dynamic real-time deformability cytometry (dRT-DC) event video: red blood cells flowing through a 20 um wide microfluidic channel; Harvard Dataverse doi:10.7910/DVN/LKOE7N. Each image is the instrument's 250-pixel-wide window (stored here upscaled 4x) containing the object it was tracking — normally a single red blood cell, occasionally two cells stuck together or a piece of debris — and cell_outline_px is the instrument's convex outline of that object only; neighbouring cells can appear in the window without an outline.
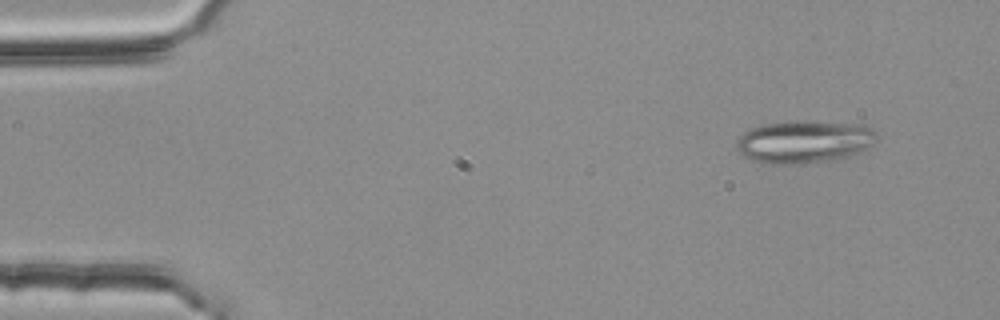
{"species": "common noctule bat (a hibernating species)", "species_latin": "Nyctalus noctula", "temperature_condition": "room temperature", "stored_images_in_passage": 51, "camera_frame_rate_fps": 3000, "um_per_image_px": 0.085, "animal": {"sex": "female", "body_mass_g": 25.1}, "frame": {"image": 1, "passage_image": 2, "time_ms": 0.333, "image_size_px": [1000, 320], "cell_outline_px": [[876, 140], [868, 148], [848, 156], [832, 160], [784, 164], [772, 164], [756, 160], [744, 156], [736, 148], [736, 140], [744, 132], [752, 128], [764, 124], [868, 124], [876, 132]], "centroid_in_image_um": [68.37, 12.09], "position_along_channel_um": 16.6, "area_um2": 33.29}}
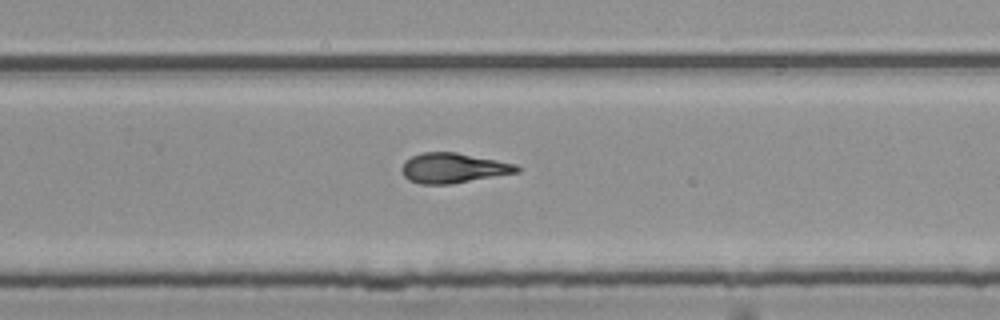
{"frame": {"image": 2, "passage_image": 32, "time_ms": 10.333, "image_size_px": [1000, 320], "cell_outline_px": [[520, 172], [452, 184], [420, 184], [408, 180], [400, 172], [400, 168], [412, 156], [420, 152], [456, 152], [516, 164], [520, 168]], "centroid_in_image_um": [38.51, 14.29], "position_along_channel_um": 291.3, "area_um2": 20.17}}
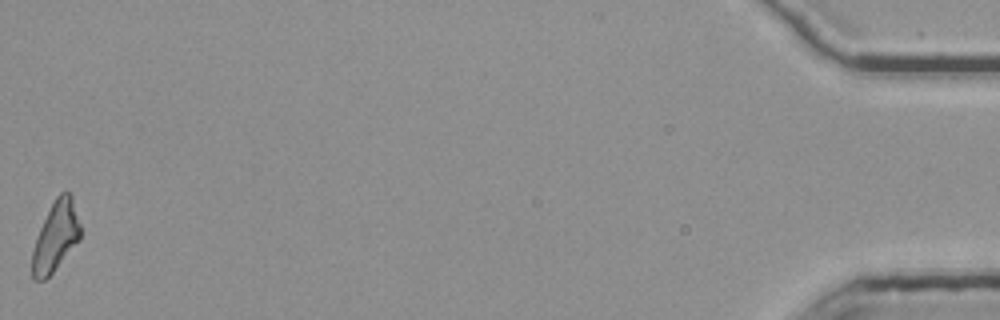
{"frame": {"image": 3, "passage_image": 51, "time_ms": 16.667, "image_size_px": [1000, 320], "cell_outline_px": [[80, 240], [52, 272], [44, 280], [32, 280], [32, 252], [40, 228], [56, 196], [60, 192], [68, 192], [72, 196], [80, 224]], "centroid_in_image_um": [4.74, 20.11], "position_along_channel_um": 430.5, "area_um2": 19.19}, "authors_computed_cell_mechanics": {"area_um2": 20.23, "velocity_mm_per_s": 3.8032, "shape_relaxation_time_tau1_ms": null, "shape_relaxation_time_tau2_ms": 3.4733, "deformation_change_tau1": null, "deformation_change_tau2": 0.1052}}